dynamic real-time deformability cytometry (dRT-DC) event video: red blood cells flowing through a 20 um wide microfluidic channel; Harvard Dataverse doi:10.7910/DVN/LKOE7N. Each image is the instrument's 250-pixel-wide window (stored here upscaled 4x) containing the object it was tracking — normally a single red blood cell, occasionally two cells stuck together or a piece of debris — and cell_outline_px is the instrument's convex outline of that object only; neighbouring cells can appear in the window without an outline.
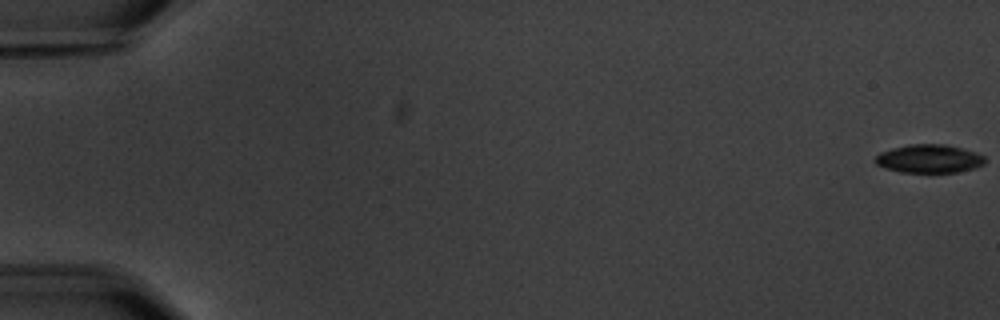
{"species": "common noctule bat (a hibernating species)", "species_latin": "Nyctalus noctula", "temperature_condition": "warm", "stored_images_in_passage": 5, "camera_frame_rate_fps": 3000, "um_per_image_px": 0.085, "animal": {"sex": "male", "body_mass_g": 20.1, "forearm_length_mm": 53.5}, "frame": {"image": 1, "passage_image": 1, "time_ms": 0.0, "image_size_px": [1000, 320], "cell_outline_px": [[984, 164], [972, 168], [956, 172], [900, 172], [884, 168], [876, 164], [872, 160], [880, 152], [892, 148], [908, 144], [944, 144], [976, 152], [984, 156]], "centroid_in_image_um": [78.91, 13.49], "position_along_channel_um": 6.1, "area_um2": 18.09}}
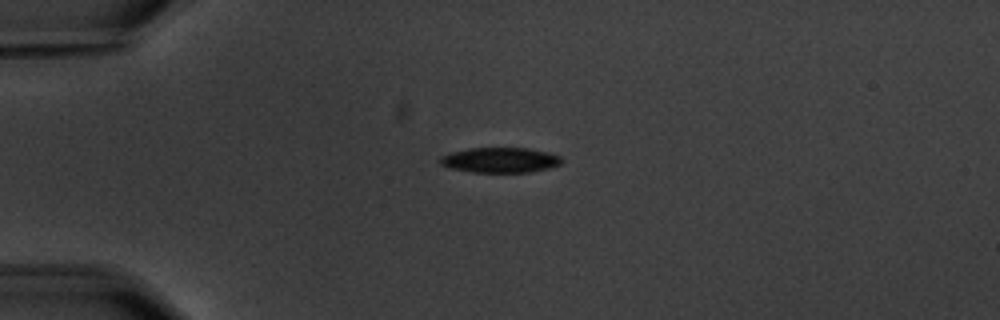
{"frame": {"image": 2, "passage_image": 4, "time_ms": 5.0, "image_size_px": [1000, 320], "cell_outline_px": [[564, 160], [560, 164], [548, 168], [532, 172], [472, 172], [452, 168], [440, 164], [440, 160], [444, 156], [452, 152], [468, 148], [528, 148], [548, 152], [560, 156]], "centroid_in_image_um": [42.57, 13.6], "position_along_channel_um": 42.4, "area_um2": 17.69}}